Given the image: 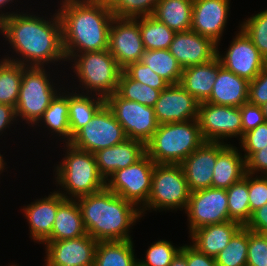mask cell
<instances>
[{
	"label": "cell",
	"mask_w": 267,
	"mask_h": 266,
	"mask_svg": "<svg viewBox=\"0 0 267 266\" xmlns=\"http://www.w3.org/2000/svg\"><path fill=\"white\" fill-rule=\"evenodd\" d=\"M56 12L45 19L29 12H17L0 23V33L8 41L13 57L3 59L24 67H44L50 63L67 61L62 39V27ZM53 16V17H52ZM7 39V40H6ZM45 64V65H44Z\"/></svg>",
	"instance_id": "6da1fadb"
},
{
	"label": "cell",
	"mask_w": 267,
	"mask_h": 266,
	"mask_svg": "<svg viewBox=\"0 0 267 266\" xmlns=\"http://www.w3.org/2000/svg\"><path fill=\"white\" fill-rule=\"evenodd\" d=\"M59 15L67 62L76 54L108 49L114 18L106 0H60Z\"/></svg>",
	"instance_id": "7a4b0ae2"
},
{
	"label": "cell",
	"mask_w": 267,
	"mask_h": 266,
	"mask_svg": "<svg viewBox=\"0 0 267 266\" xmlns=\"http://www.w3.org/2000/svg\"><path fill=\"white\" fill-rule=\"evenodd\" d=\"M77 200L88 235L99 241L132 240L130 229L141 210L106 187Z\"/></svg>",
	"instance_id": "3957f363"
},
{
	"label": "cell",
	"mask_w": 267,
	"mask_h": 266,
	"mask_svg": "<svg viewBox=\"0 0 267 266\" xmlns=\"http://www.w3.org/2000/svg\"><path fill=\"white\" fill-rule=\"evenodd\" d=\"M205 142L198 119H193L159 124L145 149L155 164L180 165Z\"/></svg>",
	"instance_id": "277c9868"
},
{
	"label": "cell",
	"mask_w": 267,
	"mask_h": 266,
	"mask_svg": "<svg viewBox=\"0 0 267 266\" xmlns=\"http://www.w3.org/2000/svg\"><path fill=\"white\" fill-rule=\"evenodd\" d=\"M64 148L67 149L65 157L54 169L56 186L61 187L58 190H64V193L61 190L58 192L65 199L76 200L104 189L105 179L97 169L94 153L78 149L70 143H64Z\"/></svg>",
	"instance_id": "5b68a950"
},
{
	"label": "cell",
	"mask_w": 267,
	"mask_h": 266,
	"mask_svg": "<svg viewBox=\"0 0 267 266\" xmlns=\"http://www.w3.org/2000/svg\"><path fill=\"white\" fill-rule=\"evenodd\" d=\"M69 61L74 63L71 68L82 94L85 90L87 94L106 98L116 92L123 69L108 49L76 54Z\"/></svg>",
	"instance_id": "8992f818"
},
{
	"label": "cell",
	"mask_w": 267,
	"mask_h": 266,
	"mask_svg": "<svg viewBox=\"0 0 267 266\" xmlns=\"http://www.w3.org/2000/svg\"><path fill=\"white\" fill-rule=\"evenodd\" d=\"M45 68H23L22 83L15 107L16 117L21 118L31 127L39 122L51 101L62 90V87L59 89L54 86L56 84L53 83L50 73Z\"/></svg>",
	"instance_id": "52a82bcc"
},
{
	"label": "cell",
	"mask_w": 267,
	"mask_h": 266,
	"mask_svg": "<svg viewBox=\"0 0 267 266\" xmlns=\"http://www.w3.org/2000/svg\"><path fill=\"white\" fill-rule=\"evenodd\" d=\"M190 193L181 165L155 164L151 192L147 203L140 209L142 217L145 211L152 209L156 212L177 208L185 211Z\"/></svg>",
	"instance_id": "ba28073f"
},
{
	"label": "cell",
	"mask_w": 267,
	"mask_h": 266,
	"mask_svg": "<svg viewBox=\"0 0 267 266\" xmlns=\"http://www.w3.org/2000/svg\"><path fill=\"white\" fill-rule=\"evenodd\" d=\"M155 162L145 154L136 163L114 172L105 187L141 209L149 198Z\"/></svg>",
	"instance_id": "9c48e42d"
},
{
	"label": "cell",
	"mask_w": 267,
	"mask_h": 266,
	"mask_svg": "<svg viewBox=\"0 0 267 266\" xmlns=\"http://www.w3.org/2000/svg\"><path fill=\"white\" fill-rule=\"evenodd\" d=\"M126 139L128 138L123 127L104 104L92 119L72 136L69 143L78 149L95 153Z\"/></svg>",
	"instance_id": "30bf717a"
},
{
	"label": "cell",
	"mask_w": 267,
	"mask_h": 266,
	"mask_svg": "<svg viewBox=\"0 0 267 266\" xmlns=\"http://www.w3.org/2000/svg\"><path fill=\"white\" fill-rule=\"evenodd\" d=\"M105 104L123 127L127 138L146 144L157 130L153 107L121 98L116 92L105 98Z\"/></svg>",
	"instance_id": "8fae6325"
},
{
	"label": "cell",
	"mask_w": 267,
	"mask_h": 266,
	"mask_svg": "<svg viewBox=\"0 0 267 266\" xmlns=\"http://www.w3.org/2000/svg\"><path fill=\"white\" fill-rule=\"evenodd\" d=\"M185 213L189 234L203 226L230 221L226 189L209 187L191 192Z\"/></svg>",
	"instance_id": "7c38bea8"
},
{
	"label": "cell",
	"mask_w": 267,
	"mask_h": 266,
	"mask_svg": "<svg viewBox=\"0 0 267 266\" xmlns=\"http://www.w3.org/2000/svg\"><path fill=\"white\" fill-rule=\"evenodd\" d=\"M198 123L206 142H224L233 137L242 139L240 107L200 103Z\"/></svg>",
	"instance_id": "4fadbf2b"
},
{
	"label": "cell",
	"mask_w": 267,
	"mask_h": 266,
	"mask_svg": "<svg viewBox=\"0 0 267 266\" xmlns=\"http://www.w3.org/2000/svg\"><path fill=\"white\" fill-rule=\"evenodd\" d=\"M227 49L223 55L217 48L216 56L221 65L249 82L267 65L265 58L240 27Z\"/></svg>",
	"instance_id": "5bb4252c"
},
{
	"label": "cell",
	"mask_w": 267,
	"mask_h": 266,
	"mask_svg": "<svg viewBox=\"0 0 267 266\" xmlns=\"http://www.w3.org/2000/svg\"><path fill=\"white\" fill-rule=\"evenodd\" d=\"M108 50L122 69L141 60L145 48L135 19L113 18L109 28Z\"/></svg>",
	"instance_id": "9a60e30c"
},
{
	"label": "cell",
	"mask_w": 267,
	"mask_h": 266,
	"mask_svg": "<svg viewBox=\"0 0 267 266\" xmlns=\"http://www.w3.org/2000/svg\"><path fill=\"white\" fill-rule=\"evenodd\" d=\"M48 266H94L98 242L86 234L78 238L45 241Z\"/></svg>",
	"instance_id": "2e32d148"
},
{
	"label": "cell",
	"mask_w": 267,
	"mask_h": 266,
	"mask_svg": "<svg viewBox=\"0 0 267 266\" xmlns=\"http://www.w3.org/2000/svg\"><path fill=\"white\" fill-rule=\"evenodd\" d=\"M199 102L181 85H168L154 105L158 124L187 122L198 119Z\"/></svg>",
	"instance_id": "e0dca14e"
},
{
	"label": "cell",
	"mask_w": 267,
	"mask_h": 266,
	"mask_svg": "<svg viewBox=\"0 0 267 266\" xmlns=\"http://www.w3.org/2000/svg\"><path fill=\"white\" fill-rule=\"evenodd\" d=\"M231 0H194L191 30L220 45L227 20L230 16Z\"/></svg>",
	"instance_id": "ac0fdd59"
},
{
	"label": "cell",
	"mask_w": 267,
	"mask_h": 266,
	"mask_svg": "<svg viewBox=\"0 0 267 266\" xmlns=\"http://www.w3.org/2000/svg\"><path fill=\"white\" fill-rule=\"evenodd\" d=\"M168 50L184 69L213 60L217 55V44L188 30L176 32Z\"/></svg>",
	"instance_id": "d6986e66"
},
{
	"label": "cell",
	"mask_w": 267,
	"mask_h": 266,
	"mask_svg": "<svg viewBox=\"0 0 267 266\" xmlns=\"http://www.w3.org/2000/svg\"><path fill=\"white\" fill-rule=\"evenodd\" d=\"M50 193L22 209L29 224L30 237L39 244L51 236L58 207L66 200L58 190Z\"/></svg>",
	"instance_id": "ffe728a7"
},
{
	"label": "cell",
	"mask_w": 267,
	"mask_h": 266,
	"mask_svg": "<svg viewBox=\"0 0 267 266\" xmlns=\"http://www.w3.org/2000/svg\"><path fill=\"white\" fill-rule=\"evenodd\" d=\"M216 161L217 142H205L180 164L190 192L212 187Z\"/></svg>",
	"instance_id": "44dd1931"
},
{
	"label": "cell",
	"mask_w": 267,
	"mask_h": 266,
	"mask_svg": "<svg viewBox=\"0 0 267 266\" xmlns=\"http://www.w3.org/2000/svg\"><path fill=\"white\" fill-rule=\"evenodd\" d=\"M146 154L145 144L139 140L123 142L94 153L97 169L105 181L117 170L136 163Z\"/></svg>",
	"instance_id": "7402d4cb"
},
{
	"label": "cell",
	"mask_w": 267,
	"mask_h": 266,
	"mask_svg": "<svg viewBox=\"0 0 267 266\" xmlns=\"http://www.w3.org/2000/svg\"><path fill=\"white\" fill-rule=\"evenodd\" d=\"M236 146L217 142V161L213 171L212 187L228 189L246 174V160Z\"/></svg>",
	"instance_id": "603a6c76"
},
{
	"label": "cell",
	"mask_w": 267,
	"mask_h": 266,
	"mask_svg": "<svg viewBox=\"0 0 267 266\" xmlns=\"http://www.w3.org/2000/svg\"><path fill=\"white\" fill-rule=\"evenodd\" d=\"M249 81L224 68L218 59V71L213 90L206 102L241 107L248 102Z\"/></svg>",
	"instance_id": "cb8c5ba5"
},
{
	"label": "cell",
	"mask_w": 267,
	"mask_h": 266,
	"mask_svg": "<svg viewBox=\"0 0 267 266\" xmlns=\"http://www.w3.org/2000/svg\"><path fill=\"white\" fill-rule=\"evenodd\" d=\"M242 226L234 221L203 226L190 235L192 245L207 256L215 258Z\"/></svg>",
	"instance_id": "d4e9b609"
},
{
	"label": "cell",
	"mask_w": 267,
	"mask_h": 266,
	"mask_svg": "<svg viewBox=\"0 0 267 266\" xmlns=\"http://www.w3.org/2000/svg\"><path fill=\"white\" fill-rule=\"evenodd\" d=\"M218 71V57L213 60L184 68L180 85L199 103L210 97Z\"/></svg>",
	"instance_id": "484cf974"
},
{
	"label": "cell",
	"mask_w": 267,
	"mask_h": 266,
	"mask_svg": "<svg viewBox=\"0 0 267 266\" xmlns=\"http://www.w3.org/2000/svg\"><path fill=\"white\" fill-rule=\"evenodd\" d=\"M86 234L77 200L66 199L58 207L51 236L46 241L74 239Z\"/></svg>",
	"instance_id": "4316f807"
},
{
	"label": "cell",
	"mask_w": 267,
	"mask_h": 266,
	"mask_svg": "<svg viewBox=\"0 0 267 266\" xmlns=\"http://www.w3.org/2000/svg\"><path fill=\"white\" fill-rule=\"evenodd\" d=\"M39 123H44V128L47 127L53 135L56 134V136L60 137V139L63 140V143H69L71 141L69 124V91H67V89L65 91L63 88V90L55 96L36 125L39 126Z\"/></svg>",
	"instance_id": "83f0119b"
},
{
	"label": "cell",
	"mask_w": 267,
	"mask_h": 266,
	"mask_svg": "<svg viewBox=\"0 0 267 266\" xmlns=\"http://www.w3.org/2000/svg\"><path fill=\"white\" fill-rule=\"evenodd\" d=\"M193 1L160 0L152 16L174 32L191 30Z\"/></svg>",
	"instance_id": "f1b7e54d"
},
{
	"label": "cell",
	"mask_w": 267,
	"mask_h": 266,
	"mask_svg": "<svg viewBox=\"0 0 267 266\" xmlns=\"http://www.w3.org/2000/svg\"><path fill=\"white\" fill-rule=\"evenodd\" d=\"M104 104V97L95 94H82L77 90H72L71 93L69 92V124L71 139L81 127L85 126L92 119L94 114Z\"/></svg>",
	"instance_id": "f546056e"
},
{
	"label": "cell",
	"mask_w": 267,
	"mask_h": 266,
	"mask_svg": "<svg viewBox=\"0 0 267 266\" xmlns=\"http://www.w3.org/2000/svg\"><path fill=\"white\" fill-rule=\"evenodd\" d=\"M132 240L99 241L94 266H137Z\"/></svg>",
	"instance_id": "4dcf8cb0"
},
{
	"label": "cell",
	"mask_w": 267,
	"mask_h": 266,
	"mask_svg": "<svg viewBox=\"0 0 267 266\" xmlns=\"http://www.w3.org/2000/svg\"><path fill=\"white\" fill-rule=\"evenodd\" d=\"M169 85L179 84L183 68L168 49L145 50L140 60Z\"/></svg>",
	"instance_id": "1f68e13d"
},
{
	"label": "cell",
	"mask_w": 267,
	"mask_h": 266,
	"mask_svg": "<svg viewBox=\"0 0 267 266\" xmlns=\"http://www.w3.org/2000/svg\"><path fill=\"white\" fill-rule=\"evenodd\" d=\"M134 19L139 24L145 50L169 49L176 32L152 15Z\"/></svg>",
	"instance_id": "d6a6232c"
},
{
	"label": "cell",
	"mask_w": 267,
	"mask_h": 266,
	"mask_svg": "<svg viewBox=\"0 0 267 266\" xmlns=\"http://www.w3.org/2000/svg\"><path fill=\"white\" fill-rule=\"evenodd\" d=\"M23 68L22 64L0 59V104L16 107Z\"/></svg>",
	"instance_id": "836d02e7"
},
{
	"label": "cell",
	"mask_w": 267,
	"mask_h": 266,
	"mask_svg": "<svg viewBox=\"0 0 267 266\" xmlns=\"http://www.w3.org/2000/svg\"><path fill=\"white\" fill-rule=\"evenodd\" d=\"M230 221L246 226L251 218L248 191V173L226 189Z\"/></svg>",
	"instance_id": "e575fe53"
},
{
	"label": "cell",
	"mask_w": 267,
	"mask_h": 266,
	"mask_svg": "<svg viewBox=\"0 0 267 266\" xmlns=\"http://www.w3.org/2000/svg\"><path fill=\"white\" fill-rule=\"evenodd\" d=\"M116 93L129 101H136L154 107L161 91L131 79L124 71L121 73Z\"/></svg>",
	"instance_id": "d590c367"
},
{
	"label": "cell",
	"mask_w": 267,
	"mask_h": 266,
	"mask_svg": "<svg viewBox=\"0 0 267 266\" xmlns=\"http://www.w3.org/2000/svg\"><path fill=\"white\" fill-rule=\"evenodd\" d=\"M248 229L242 226L215 257L217 266H246Z\"/></svg>",
	"instance_id": "8d00e7d4"
},
{
	"label": "cell",
	"mask_w": 267,
	"mask_h": 266,
	"mask_svg": "<svg viewBox=\"0 0 267 266\" xmlns=\"http://www.w3.org/2000/svg\"><path fill=\"white\" fill-rule=\"evenodd\" d=\"M160 0H106L116 18H138L153 15Z\"/></svg>",
	"instance_id": "74e56055"
},
{
	"label": "cell",
	"mask_w": 267,
	"mask_h": 266,
	"mask_svg": "<svg viewBox=\"0 0 267 266\" xmlns=\"http://www.w3.org/2000/svg\"><path fill=\"white\" fill-rule=\"evenodd\" d=\"M239 25L267 61V9L252 15Z\"/></svg>",
	"instance_id": "f35d334b"
},
{
	"label": "cell",
	"mask_w": 267,
	"mask_h": 266,
	"mask_svg": "<svg viewBox=\"0 0 267 266\" xmlns=\"http://www.w3.org/2000/svg\"><path fill=\"white\" fill-rule=\"evenodd\" d=\"M171 241L158 240L146 251L145 259L137 260L139 266H169L182 246L175 247Z\"/></svg>",
	"instance_id": "ab89813d"
},
{
	"label": "cell",
	"mask_w": 267,
	"mask_h": 266,
	"mask_svg": "<svg viewBox=\"0 0 267 266\" xmlns=\"http://www.w3.org/2000/svg\"><path fill=\"white\" fill-rule=\"evenodd\" d=\"M123 71L133 80L146 84L156 90H164L169 84L148 65L140 61L129 64Z\"/></svg>",
	"instance_id": "60d3db41"
},
{
	"label": "cell",
	"mask_w": 267,
	"mask_h": 266,
	"mask_svg": "<svg viewBox=\"0 0 267 266\" xmlns=\"http://www.w3.org/2000/svg\"><path fill=\"white\" fill-rule=\"evenodd\" d=\"M246 266H267V241L261 233L249 229Z\"/></svg>",
	"instance_id": "b9f144b4"
},
{
	"label": "cell",
	"mask_w": 267,
	"mask_h": 266,
	"mask_svg": "<svg viewBox=\"0 0 267 266\" xmlns=\"http://www.w3.org/2000/svg\"><path fill=\"white\" fill-rule=\"evenodd\" d=\"M249 206L251 215L267 204V176L248 174Z\"/></svg>",
	"instance_id": "7bdbcfd3"
},
{
	"label": "cell",
	"mask_w": 267,
	"mask_h": 266,
	"mask_svg": "<svg viewBox=\"0 0 267 266\" xmlns=\"http://www.w3.org/2000/svg\"><path fill=\"white\" fill-rule=\"evenodd\" d=\"M239 143H241L240 148L244 151L243 156L247 160L255 151H258V147L267 144V121L245 133Z\"/></svg>",
	"instance_id": "ee69618b"
},
{
	"label": "cell",
	"mask_w": 267,
	"mask_h": 266,
	"mask_svg": "<svg viewBox=\"0 0 267 266\" xmlns=\"http://www.w3.org/2000/svg\"><path fill=\"white\" fill-rule=\"evenodd\" d=\"M240 114L242 123V138L245 133L255 129L259 124L265 122L262 107L250 102H245L240 107Z\"/></svg>",
	"instance_id": "f6af8a7d"
},
{
	"label": "cell",
	"mask_w": 267,
	"mask_h": 266,
	"mask_svg": "<svg viewBox=\"0 0 267 266\" xmlns=\"http://www.w3.org/2000/svg\"><path fill=\"white\" fill-rule=\"evenodd\" d=\"M248 102L260 107L267 103V65L249 82Z\"/></svg>",
	"instance_id": "bcb514c9"
},
{
	"label": "cell",
	"mask_w": 267,
	"mask_h": 266,
	"mask_svg": "<svg viewBox=\"0 0 267 266\" xmlns=\"http://www.w3.org/2000/svg\"><path fill=\"white\" fill-rule=\"evenodd\" d=\"M259 172L267 176V144L263 147H258V151H255L246 160V173L255 176Z\"/></svg>",
	"instance_id": "7dc6e473"
},
{
	"label": "cell",
	"mask_w": 267,
	"mask_h": 266,
	"mask_svg": "<svg viewBox=\"0 0 267 266\" xmlns=\"http://www.w3.org/2000/svg\"><path fill=\"white\" fill-rule=\"evenodd\" d=\"M180 251L185 255L188 266H217L215 258L200 252L192 244L182 245Z\"/></svg>",
	"instance_id": "c3c4849f"
},
{
	"label": "cell",
	"mask_w": 267,
	"mask_h": 266,
	"mask_svg": "<svg viewBox=\"0 0 267 266\" xmlns=\"http://www.w3.org/2000/svg\"><path fill=\"white\" fill-rule=\"evenodd\" d=\"M17 122L16 109L8 104H0V136L5 133V130L11 127L13 122ZM3 155L0 154V166L6 168V162L3 160Z\"/></svg>",
	"instance_id": "681fc988"
},
{
	"label": "cell",
	"mask_w": 267,
	"mask_h": 266,
	"mask_svg": "<svg viewBox=\"0 0 267 266\" xmlns=\"http://www.w3.org/2000/svg\"><path fill=\"white\" fill-rule=\"evenodd\" d=\"M245 227L256 233L267 232V204L252 213Z\"/></svg>",
	"instance_id": "f907efd6"
},
{
	"label": "cell",
	"mask_w": 267,
	"mask_h": 266,
	"mask_svg": "<svg viewBox=\"0 0 267 266\" xmlns=\"http://www.w3.org/2000/svg\"><path fill=\"white\" fill-rule=\"evenodd\" d=\"M13 1L14 0H0V23L4 20V19H6L7 17H9V16H11V15H13V14H15V13H17V12H6V13H4L3 11H2V9H5L4 7H8L7 6V4L8 5H10L11 4V2L13 3ZM10 2V3H9ZM3 7V8H2ZM2 8V9H1Z\"/></svg>",
	"instance_id": "816d5d0a"
},
{
	"label": "cell",
	"mask_w": 267,
	"mask_h": 266,
	"mask_svg": "<svg viewBox=\"0 0 267 266\" xmlns=\"http://www.w3.org/2000/svg\"><path fill=\"white\" fill-rule=\"evenodd\" d=\"M169 266H188L185 255L179 251Z\"/></svg>",
	"instance_id": "f5cc1de1"
},
{
	"label": "cell",
	"mask_w": 267,
	"mask_h": 266,
	"mask_svg": "<svg viewBox=\"0 0 267 266\" xmlns=\"http://www.w3.org/2000/svg\"><path fill=\"white\" fill-rule=\"evenodd\" d=\"M264 114L265 121H267V103L261 106Z\"/></svg>",
	"instance_id": "db71d44e"
},
{
	"label": "cell",
	"mask_w": 267,
	"mask_h": 266,
	"mask_svg": "<svg viewBox=\"0 0 267 266\" xmlns=\"http://www.w3.org/2000/svg\"><path fill=\"white\" fill-rule=\"evenodd\" d=\"M261 234L265 237V239L267 241V232H264V233H261Z\"/></svg>",
	"instance_id": "11a10c76"
},
{
	"label": "cell",
	"mask_w": 267,
	"mask_h": 266,
	"mask_svg": "<svg viewBox=\"0 0 267 266\" xmlns=\"http://www.w3.org/2000/svg\"><path fill=\"white\" fill-rule=\"evenodd\" d=\"M6 168H3L0 166V174L5 170Z\"/></svg>",
	"instance_id": "9f6ffc18"
}]
</instances>
